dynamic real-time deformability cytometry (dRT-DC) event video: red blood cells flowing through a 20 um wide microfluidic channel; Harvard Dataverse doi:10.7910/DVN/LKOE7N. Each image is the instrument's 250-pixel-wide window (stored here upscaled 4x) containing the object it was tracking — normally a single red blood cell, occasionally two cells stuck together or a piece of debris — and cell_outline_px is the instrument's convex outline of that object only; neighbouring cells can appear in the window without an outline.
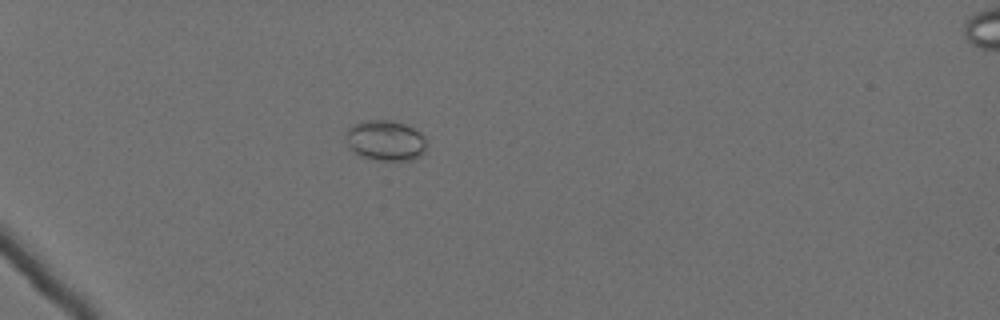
{"species": "Egyptian fruit bat (a non-hibernating species)", "species_latin": "Rousettus aegyptiacus", "temperature_condition": "cold", "stored_images_in_passage": 61, "camera_frame_rate_fps": 3000, "um_per_image_px": 0.085, "animal": {"sex": "female"}, "frame": {"image": 1, "passage_image": 21, "time_ms": 6.667, "image_size_px": [1000, 320], "cell_outline_px": [[428, 144], [424, 152], [420, 156], [412, 160], [372, 160], [360, 156], [348, 144], [348, 128], [364, 120], [392, 120], [404, 124], [420, 132], [424, 136]], "centroid_in_image_um": [32.83, 11.95], "position_along_channel_um": 52.2, "area_um2": 18.9}}
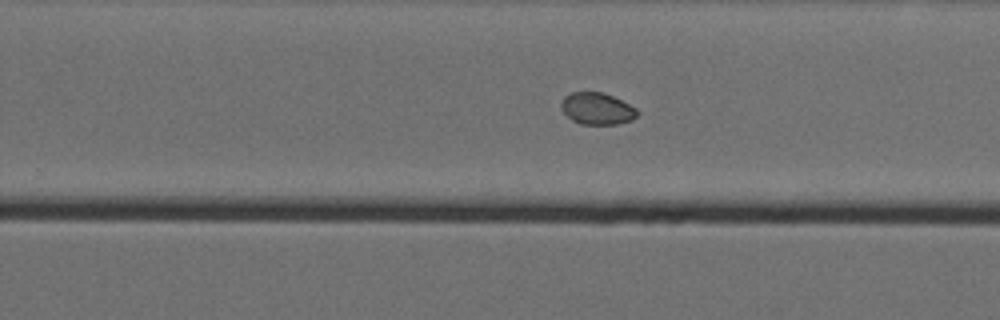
{"frame": {"image": 2, "passage_image": 43, "time_ms": 14.0, "image_size_px": [1000, 320], "cell_outline_px": [[640, 112], [632, 120], [616, 124], [580, 124], [572, 120], [560, 108], [560, 104], [564, 96], [572, 92], [604, 92], [636, 108]], "centroid_in_image_um": [50.74, 9.23], "position_along_channel_um": 279.1, "area_um2": 14.1}}
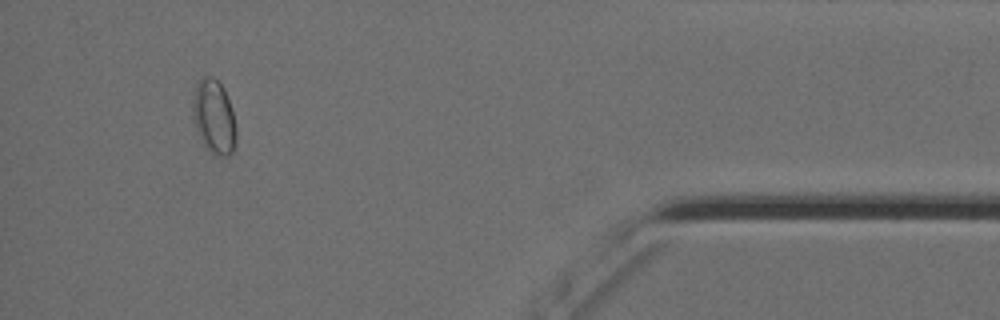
{"frame": {"image": 3, "passage_image": 58, "time_ms": 19.0, "image_size_px": [1000, 320], "cell_outline_px": [[236, 144], [232, 152], [228, 156], [220, 156], [208, 152], [196, 132], [192, 116], [192, 100], [196, 84], [200, 76], [212, 76], [224, 88], [232, 108], [236, 124]], "centroid_in_image_um": [18.17, 9.94], "position_along_channel_um": 417.0, "area_um2": 19.31}}